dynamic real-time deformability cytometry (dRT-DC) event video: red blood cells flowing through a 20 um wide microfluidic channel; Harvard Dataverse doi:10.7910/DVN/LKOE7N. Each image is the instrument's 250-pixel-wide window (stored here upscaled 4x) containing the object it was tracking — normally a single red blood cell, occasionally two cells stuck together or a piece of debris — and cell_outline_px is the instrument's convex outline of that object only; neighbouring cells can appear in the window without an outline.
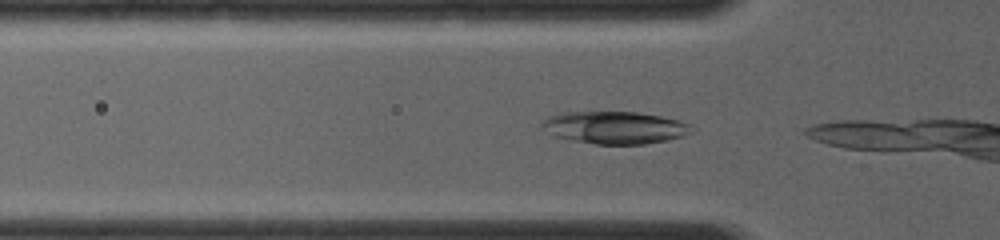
{"species": "common noctule bat (a hibernating species)", "species_latin": "Nyctalus noctula", "temperature_condition": "room temperature", "stored_images_in_passage": 5, "camera_frame_rate_fps": 4000, "um_per_image_px": 0.085, "animal": {"sex": "female", "body_mass_g": 19.0, "forearm_length_mm": 56.7}, "frame": {"image": 1, "passage_image": 2, "time_ms": 0.25, "image_size_px": [1000, 240], "cell_outline_px": [[696, 128], [692, 132], [684, 136], [668, 140], [644, 144], [596, 144], [552, 136], [540, 128], [540, 120], [548, 116], [560, 112], [636, 112], [660, 116], [680, 120], [692, 124]], "centroid_in_image_um": [52.24, 10.84], "position_along_channel_um": 73.6, "area_um2": 28.73}}